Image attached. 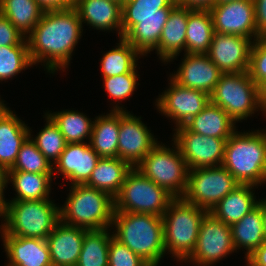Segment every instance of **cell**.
<instances>
[{
  "mask_svg": "<svg viewBox=\"0 0 266 266\" xmlns=\"http://www.w3.org/2000/svg\"><path fill=\"white\" fill-rule=\"evenodd\" d=\"M83 30L74 7L45 11L38 24L26 37L32 64H40L46 73L52 75L60 70L65 72L69 69Z\"/></svg>",
  "mask_w": 266,
  "mask_h": 266,
  "instance_id": "1",
  "label": "cell"
},
{
  "mask_svg": "<svg viewBox=\"0 0 266 266\" xmlns=\"http://www.w3.org/2000/svg\"><path fill=\"white\" fill-rule=\"evenodd\" d=\"M111 230L115 239L150 266H159L166 256L161 216L114 211Z\"/></svg>",
  "mask_w": 266,
  "mask_h": 266,
  "instance_id": "2",
  "label": "cell"
},
{
  "mask_svg": "<svg viewBox=\"0 0 266 266\" xmlns=\"http://www.w3.org/2000/svg\"><path fill=\"white\" fill-rule=\"evenodd\" d=\"M235 131L225 145L222 166L240 184H266V128Z\"/></svg>",
  "mask_w": 266,
  "mask_h": 266,
  "instance_id": "3",
  "label": "cell"
},
{
  "mask_svg": "<svg viewBox=\"0 0 266 266\" xmlns=\"http://www.w3.org/2000/svg\"><path fill=\"white\" fill-rule=\"evenodd\" d=\"M114 210V198L109 193L85 184L71 185L60 205V221L88 230L110 228Z\"/></svg>",
  "mask_w": 266,
  "mask_h": 266,
  "instance_id": "4",
  "label": "cell"
},
{
  "mask_svg": "<svg viewBox=\"0 0 266 266\" xmlns=\"http://www.w3.org/2000/svg\"><path fill=\"white\" fill-rule=\"evenodd\" d=\"M60 222V205L52 199L8 201L0 234L46 240Z\"/></svg>",
  "mask_w": 266,
  "mask_h": 266,
  "instance_id": "5",
  "label": "cell"
},
{
  "mask_svg": "<svg viewBox=\"0 0 266 266\" xmlns=\"http://www.w3.org/2000/svg\"><path fill=\"white\" fill-rule=\"evenodd\" d=\"M207 210L175 198L162 215L166 254L183 262L192 254L197 242L200 224Z\"/></svg>",
  "mask_w": 266,
  "mask_h": 266,
  "instance_id": "6",
  "label": "cell"
},
{
  "mask_svg": "<svg viewBox=\"0 0 266 266\" xmlns=\"http://www.w3.org/2000/svg\"><path fill=\"white\" fill-rule=\"evenodd\" d=\"M210 101L224 109L236 123L254 117L258 111L266 118L259 86L248 72L223 73L210 95Z\"/></svg>",
  "mask_w": 266,
  "mask_h": 266,
  "instance_id": "7",
  "label": "cell"
},
{
  "mask_svg": "<svg viewBox=\"0 0 266 266\" xmlns=\"http://www.w3.org/2000/svg\"><path fill=\"white\" fill-rule=\"evenodd\" d=\"M170 146L158 142L135 169L175 198H182L188 185L189 168L177 145L172 141Z\"/></svg>",
  "mask_w": 266,
  "mask_h": 266,
  "instance_id": "8",
  "label": "cell"
},
{
  "mask_svg": "<svg viewBox=\"0 0 266 266\" xmlns=\"http://www.w3.org/2000/svg\"><path fill=\"white\" fill-rule=\"evenodd\" d=\"M175 197L165 188L144 177L138 170H132L114 197V211L153 214L161 216Z\"/></svg>",
  "mask_w": 266,
  "mask_h": 266,
  "instance_id": "9",
  "label": "cell"
},
{
  "mask_svg": "<svg viewBox=\"0 0 266 266\" xmlns=\"http://www.w3.org/2000/svg\"><path fill=\"white\" fill-rule=\"evenodd\" d=\"M240 183L222 165L190 169L184 196L187 203L210 212L215 205Z\"/></svg>",
  "mask_w": 266,
  "mask_h": 266,
  "instance_id": "10",
  "label": "cell"
},
{
  "mask_svg": "<svg viewBox=\"0 0 266 266\" xmlns=\"http://www.w3.org/2000/svg\"><path fill=\"white\" fill-rule=\"evenodd\" d=\"M235 252L230 225L208 212L200 224L195 249L184 263H192L194 266H215Z\"/></svg>",
  "mask_w": 266,
  "mask_h": 266,
  "instance_id": "11",
  "label": "cell"
},
{
  "mask_svg": "<svg viewBox=\"0 0 266 266\" xmlns=\"http://www.w3.org/2000/svg\"><path fill=\"white\" fill-rule=\"evenodd\" d=\"M168 86L155 99V108L164 117L172 119L174 127L184 126L210 102V95L178 85L168 77Z\"/></svg>",
  "mask_w": 266,
  "mask_h": 266,
  "instance_id": "12",
  "label": "cell"
},
{
  "mask_svg": "<svg viewBox=\"0 0 266 266\" xmlns=\"http://www.w3.org/2000/svg\"><path fill=\"white\" fill-rule=\"evenodd\" d=\"M172 140L190 169L221 166L227 140L203 136L185 125L173 129Z\"/></svg>",
  "mask_w": 266,
  "mask_h": 266,
  "instance_id": "13",
  "label": "cell"
},
{
  "mask_svg": "<svg viewBox=\"0 0 266 266\" xmlns=\"http://www.w3.org/2000/svg\"><path fill=\"white\" fill-rule=\"evenodd\" d=\"M141 119L132 111H120L118 158L133 168L160 142Z\"/></svg>",
  "mask_w": 266,
  "mask_h": 266,
  "instance_id": "14",
  "label": "cell"
},
{
  "mask_svg": "<svg viewBox=\"0 0 266 266\" xmlns=\"http://www.w3.org/2000/svg\"><path fill=\"white\" fill-rule=\"evenodd\" d=\"M209 11L215 32L258 40L253 0L215 4Z\"/></svg>",
  "mask_w": 266,
  "mask_h": 266,
  "instance_id": "15",
  "label": "cell"
},
{
  "mask_svg": "<svg viewBox=\"0 0 266 266\" xmlns=\"http://www.w3.org/2000/svg\"><path fill=\"white\" fill-rule=\"evenodd\" d=\"M251 38L215 32L206 55L223 73L248 72Z\"/></svg>",
  "mask_w": 266,
  "mask_h": 266,
  "instance_id": "16",
  "label": "cell"
},
{
  "mask_svg": "<svg viewBox=\"0 0 266 266\" xmlns=\"http://www.w3.org/2000/svg\"><path fill=\"white\" fill-rule=\"evenodd\" d=\"M183 54L177 71L169 77L178 85L211 95L223 72L206 54Z\"/></svg>",
  "mask_w": 266,
  "mask_h": 266,
  "instance_id": "17",
  "label": "cell"
},
{
  "mask_svg": "<svg viewBox=\"0 0 266 266\" xmlns=\"http://www.w3.org/2000/svg\"><path fill=\"white\" fill-rule=\"evenodd\" d=\"M100 158L89 142L68 143L53 166V177L61 174L70 186L85 184Z\"/></svg>",
  "mask_w": 266,
  "mask_h": 266,
  "instance_id": "18",
  "label": "cell"
},
{
  "mask_svg": "<svg viewBox=\"0 0 266 266\" xmlns=\"http://www.w3.org/2000/svg\"><path fill=\"white\" fill-rule=\"evenodd\" d=\"M80 17L82 26L103 32L116 31L122 38V5L111 0H77L73 6Z\"/></svg>",
  "mask_w": 266,
  "mask_h": 266,
  "instance_id": "19",
  "label": "cell"
},
{
  "mask_svg": "<svg viewBox=\"0 0 266 266\" xmlns=\"http://www.w3.org/2000/svg\"><path fill=\"white\" fill-rule=\"evenodd\" d=\"M6 252L5 266H52L44 239L0 234Z\"/></svg>",
  "mask_w": 266,
  "mask_h": 266,
  "instance_id": "20",
  "label": "cell"
},
{
  "mask_svg": "<svg viewBox=\"0 0 266 266\" xmlns=\"http://www.w3.org/2000/svg\"><path fill=\"white\" fill-rule=\"evenodd\" d=\"M88 229L59 222L46 238L52 266H76Z\"/></svg>",
  "mask_w": 266,
  "mask_h": 266,
  "instance_id": "21",
  "label": "cell"
},
{
  "mask_svg": "<svg viewBox=\"0 0 266 266\" xmlns=\"http://www.w3.org/2000/svg\"><path fill=\"white\" fill-rule=\"evenodd\" d=\"M188 17L189 8L179 4H176L169 13L159 39V45L155 49V54L164 65L177 60V56L181 52L186 53Z\"/></svg>",
  "mask_w": 266,
  "mask_h": 266,
  "instance_id": "22",
  "label": "cell"
},
{
  "mask_svg": "<svg viewBox=\"0 0 266 266\" xmlns=\"http://www.w3.org/2000/svg\"><path fill=\"white\" fill-rule=\"evenodd\" d=\"M259 188L251 184H240L223 199H221L210 213L227 225L240 221L246 214L258 206L255 190Z\"/></svg>",
  "mask_w": 266,
  "mask_h": 266,
  "instance_id": "23",
  "label": "cell"
},
{
  "mask_svg": "<svg viewBox=\"0 0 266 266\" xmlns=\"http://www.w3.org/2000/svg\"><path fill=\"white\" fill-rule=\"evenodd\" d=\"M29 137V126L13 110L0 120V168L8 171Z\"/></svg>",
  "mask_w": 266,
  "mask_h": 266,
  "instance_id": "24",
  "label": "cell"
},
{
  "mask_svg": "<svg viewBox=\"0 0 266 266\" xmlns=\"http://www.w3.org/2000/svg\"><path fill=\"white\" fill-rule=\"evenodd\" d=\"M237 123L218 105L211 101L185 126L192 132L203 136L228 140L238 130Z\"/></svg>",
  "mask_w": 266,
  "mask_h": 266,
  "instance_id": "25",
  "label": "cell"
},
{
  "mask_svg": "<svg viewBox=\"0 0 266 266\" xmlns=\"http://www.w3.org/2000/svg\"><path fill=\"white\" fill-rule=\"evenodd\" d=\"M93 120L90 146L102 158H117L120 111L109 110Z\"/></svg>",
  "mask_w": 266,
  "mask_h": 266,
  "instance_id": "26",
  "label": "cell"
},
{
  "mask_svg": "<svg viewBox=\"0 0 266 266\" xmlns=\"http://www.w3.org/2000/svg\"><path fill=\"white\" fill-rule=\"evenodd\" d=\"M54 174L22 171H7V185L13 186L16 194L8 201H32L51 199ZM12 184V185H11Z\"/></svg>",
  "mask_w": 266,
  "mask_h": 266,
  "instance_id": "27",
  "label": "cell"
},
{
  "mask_svg": "<svg viewBox=\"0 0 266 266\" xmlns=\"http://www.w3.org/2000/svg\"><path fill=\"white\" fill-rule=\"evenodd\" d=\"M132 166L120 158H100L85 185L105 191L113 198L119 193Z\"/></svg>",
  "mask_w": 266,
  "mask_h": 266,
  "instance_id": "28",
  "label": "cell"
},
{
  "mask_svg": "<svg viewBox=\"0 0 266 266\" xmlns=\"http://www.w3.org/2000/svg\"><path fill=\"white\" fill-rule=\"evenodd\" d=\"M230 227L236 253L241 249L242 251L246 250L244 253L245 259L266 240L263 228L262 210L259 206Z\"/></svg>",
  "mask_w": 266,
  "mask_h": 266,
  "instance_id": "29",
  "label": "cell"
},
{
  "mask_svg": "<svg viewBox=\"0 0 266 266\" xmlns=\"http://www.w3.org/2000/svg\"><path fill=\"white\" fill-rule=\"evenodd\" d=\"M215 30L209 10L189 9L186 30V53L206 54Z\"/></svg>",
  "mask_w": 266,
  "mask_h": 266,
  "instance_id": "30",
  "label": "cell"
},
{
  "mask_svg": "<svg viewBox=\"0 0 266 266\" xmlns=\"http://www.w3.org/2000/svg\"><path fill=\"white\" fill-rule=\"evenodd\" d=\"M115 48L104 52L100 59L101 78L118 76L125 73H138L137 65L143 56L123 37Z\"/></svg>",
  "mask_w": 266,
  "mask_h": 266,
  "instance_id": "31",
  "label": "cell"
},
{
  "mask_svg": "<svg viewBox=\"0 0 266 266\" xmlns=\"http://www.w3.org/2000/svg\"><path fill=\"white\" fill-rule=\"evenodd\" d=\"M45 114L58 126L67 144L90 141L94 122L91 119L94 118H89L85 113L74 109H63L58 112L46 111Z\"/></svg>",
  "mask_w": 266,
  "mask_h": 266,
  "instance_id": "32",
  "label": "cell"
},
{
  "mask_svg": "<svg viewBox=\"0 0 266 266\" xmlns=\"http://www.w3.org/2000/svg\"><path fill=\"white\" fill-rule=\"evenodd\" d=\"M168 17L135 18V25L123 36L143 57L154 51Z\"/></svg>",
  "mask_w": 266,
  "mask_h": 266,
  "instance_id": "33",
  "label": "cell"
},
{
  "mask_svg": "<svg viewBox=\"0 0 266 266\" xmlns=\"http://www.w3.org/2000/svg\"><path fill=\"white\" fill-rule=\"evenodd\" d=\"M0 13L27 37L42 18L44 10L36 0H0Z\"/></svg>",
  "mask_w": 266,
  "mask_h": 266,
  "instance_id": "34",
  "label": "cell"
},
{
  "mask_svg": "<svg viewBox=\"0 0 266 266\" xmlns=\"http://www.w3.org/2000/svg\"><path fill=\"white\" fill-rule=\"evenodd\" d=\"M176 0H127L122 4V37L135 25V18L168 17Z\"/></svg>",
  "mask_w": 266,
  "mask_h": 266,
  "instance_id": "35",
  "label": "cell"
},
{
  "mask_svg": "<svg viewBox=\"0 0 266 266\" xmlns=\"http://www.w3.org/2000/svg\"><path fill=\"white\" fill-rule=\"evenodd\" d=\"M111 228L87 230L76 266H108Z\"/></svg>",
  "mask_w": 266,
  "mask_h": 266,
  "instance_id": "36",
  "label": "cell"
},
{
  "mask_svg": "<svg viewBox=\"0 0 266 266\" xmlns=\"http://www.w3.org/2000/svg\"><path fill=\"white\" fill-rule=\"evenodd\" d=\"M43 118L46 121L44 128L41 127L42 129L35 136H33V131L29 128V137L50 164L54 166L67 143L53 120L45 113Z\"/></svg>",
  "mask_w": 266,
  "mask_h": 266,
  "instance_id": "37",
  "label": "cell"
},
{
  "mask_svg": "<svg viewBox=\"0 0 266 266\" xmlns=\"http://www.w3.org/2000/svg\"><path fill=\"white\" fill-rule=\"evenodd\" d=\"M29 67L34 65L29 56L26 38L19 45L0 47V82H8Z\"/></svg>",
  "mask_w": 266,
  "mask_h": 266,
  "instance_id": "38",
  "label": "cell"
},
{
  "mask_svg": "<svg viewBox=\"0 0 266 266\" xmlns=\"http://www.w3.org/2000/svg\"><path fill=\"white\" fill-rule=\"evenodd\" d=\"M139 73H125L118 76H110L103 78V88L106 90L107 96L112 100L109 105L112 111H128L122 101L130 99L134 91H136ZM121 102V103H120Z\"/></svg>",
  "mask_w": 266,
  "mask_h": 266,
  "instance_id": "39",
  "label": "cell"
},
{
  "mask_svg": "<svg viewBox=\"0 0 266 266\" xmlns=\"http://www.w3.org/2000/svg\"><path fill=\"white\" fill-rule=\"evenodd\" d=\"M8 171L53 174V166L28 137L22 144L13 167Z\"/></svg>",
  "mask_w": 266,
  "mask_h": 266,
  "instance_id": "40",
  "label": "cell"
},
{
  "mask_svg": "<svg viewBox=\"0 0 266 266\" xmlns=\"http://www.w3.org/2000/svg\"><path fill=\"white\" fill-rule=\"evenodd\" d=\"M108 266H150L126 245L112 237L109 244Z\"/></svg>",
  "mask_w": 266,
  "mask_h": 266,
  "instance_id": "41",
  "label": "cell"
},
{
  "mask_svg": "<svg viewBox=\"0 0 266 266\" xmlns=\"http://www.w3.org/2000/svg\"><path fill=\"white\" fill-rule=\"evenodd\" d=\"M248 74L258 86L266 79V47L259 40L250 50Z\"/></svg>",
  "mask_w": 266,
  "mask_h": 266,
  "instance_id": "42",
  "label": "cell"
},
{
  "mask_svg": "<svg viewBox=\"0 0 266 266\" xmlns=\"http://www.w3.org/2000/svg\"><path fill=\"white\" fill-rule=\"evenodd\" d=\"M26 37L0 13V47L19 45Z\"/></svg>",
  "mask_w": 266,
  "mask_h": 266,
  "instance_id": "43",
  "label": "cell"
},
{
  "mask_svg": "<svg viewBox=\"0 0 266 266\" xmlns=\"http://www.w3.org/2000/svg\"><path fill=\"white\" fill-rule=\"evenodd\" d=\"M257 35L266 34V0H253Z\"/></svg>",
  "mask_w": 266,
  "mask_h": 266,
  "instance_id": "44",
  "label": "cell"
},
{
  "mask_svg": "<svg viewBox=\"0 0 266 266\" xmlns=\"http://www.w3.org/2000/svg\"><path fill=\"white\" fill-rule=\"evenodd\" d=\"M244 262L245 266H266V240Z\"/></svg>",
  "mask_w": 266,
  "mask_h": 266,
  "instance_id": "45",
  "label": "cell"
},
{
  "mask_svg": "<svg viewBox=\"0 0 266 266\" xmlns=\"http://www.w3.org/2000/svg\"><path fill=\"white\" fill-rule=\"evenodd\" d=\"M45 11L65 10L74 6L70 0H36Z\"/></svg>",
  "mask_w": 266,
  "mask_h": 266,
  "instance_id": "46",
  "label": "cell"
},
{
  "mask_svg": "<svg viewBox=\"0 0 266 266\" xmlns=\"http://www.w3.org/2000/svg\"><path fill=\"white\" fill-rule=\"evenodd\" d=\"M177 4L189 9L209 10L216 4V0H176Z\"/></svg>",
  "mask_w": 266,
  "mask_h": 266,
  "instance_id": "47",
  "label": "cell"
},
{
  "mask_svg": "<svg viewBox=\"0 0 266 266\" xmlns=\"http://www.w3.org/2000/svg\"><path fill=\"white\" fill-rule=\"evenodd\" d=\"M8 187L7 185V171L3 170L0 168V218L2 219L5 210H6V205L8 200L5 199L6 197L4 193L6 188Z\"/></svg>",
  "mask_w": 266,
  "mask_h": 266,
  "instance_id": "48",
  "label": "cell"
},
{
  "mask_svg": "<svg viewBox=\"0 0 266 266\" xmlns=\"http://www.w3.org/2000/svg\"><path fill=\"white\" fill-rule=\"evenodd\" d=\"M258 206L262 210V219H263V228H264V234L266 238V198H260L258 202Z\"/></svg>",
  "mask_w": 266,
  "mask_h": 266,
  "instance_id": "49",
  "label": "cell"
},
{
  "mask_svg": "<svg viewBox=\"0 0 266 266\" xmlns=\"http://www.w3.org/2000/svg\"><path fill=\"white\" fill-rule=\"evenodd\" d=\"M259 93L261 101L266 107V79L259 85Z\"/></svg>",
  "mask_w": 266,
  "mask_h": 266,
  "instance_id": "50",
  "label": "cell"
},
{
  "mask_svg": "<svg viewBox=\"0 0 266 266\" xmlns=\"http://www.w3.org/2000/svg\"><path fill=\"white\" fill-rule=\"evenodd\" d=\"M4 102L5 100H2L0 95V120L11 110L7 103Z\"/></svg>",
  "mask_w": 266,
  "mask_h": 266,
  "instance_id": "51",
  "label": "cell"
},
{
  "mask_svg": "<svg viewBox=\"0 0 266 266\" xmlns=\"http://www.w3.org/2000/svg\"><path fill=\"white\" fill-rule=\"evenodd\" d=\"M258 40L266 47V34L260 36Z\"/></svg>",
  "mask_w": 266,
  "mask_h": 266,
  "instance_id": "52",
  "label": "cell"
},
{
  "mask_svg": "<svg viewBox=\"0 0 266 266\" xmlns=\"http://www.w3.org/2000/svg\"><path fill=\"white\" fill-rule=\"evenodd\" d=\"M236 0H216V4H222V3H227V2H232Z\"/></svg>",
  "mask_w": 266,
  "mask_h": 266,
  "instance_id": "53",
  "label": "cell"
},
{
  "mask_svg": "<svg viewBox=\"0 0 266 266\" xmlns=\"http://www.w3.org/2000/svg\"><path fill=\"white\" fill-rule=\"evenodd\" d=\"M111 1H114V2H117V3H119V4H123V0H111Z\"/></svg>",
  "mask_w": 266,
  "mask_h": 266,
  "instance_id": "54",
  "label": "cell"
},
{
  "mask_svg": "<svg viewBox=\"0 0 266 266\" xmlns=\"http://www.w3.org/2000/svg\"><path fill=\"white\" fill-rule=\"evenodd\" d=\"M73 4L77 1V0H70Z\"/></svg>",
  "mask_w": 266,
  "mask_h": 266,
  "instance_id": "55",
  "label": "cell"
}]
</instances>
